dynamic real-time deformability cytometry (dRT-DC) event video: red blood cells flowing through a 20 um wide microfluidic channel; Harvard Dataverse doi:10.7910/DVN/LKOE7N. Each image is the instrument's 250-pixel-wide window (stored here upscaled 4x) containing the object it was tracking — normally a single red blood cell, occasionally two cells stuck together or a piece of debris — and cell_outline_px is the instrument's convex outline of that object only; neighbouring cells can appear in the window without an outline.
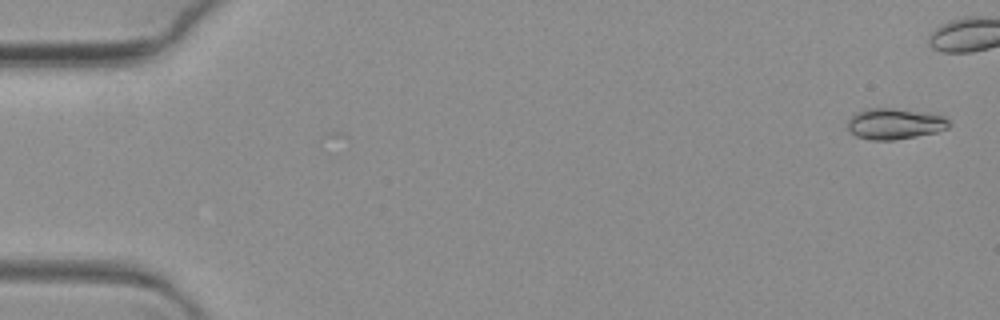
{"species": "common noctule bat (a hibernating species)", "species_latin": "Nyctalus noctula", "temperature_condition": "warm", "stored_images_in_passage": 7, "camera_frame_rate_fps": 3000, "um_per_image_px": 0.085, "animal": {"sex": "female", "body_mass_g": 19.3, "forearm_length_mm": 54.1}, "frame": {"image": 1, "passage_image": 1, "time_ms": 0.0, "image_size_px": [1000, 320], "cell_outline_px": [[948, 128], [936, 132], [916, 136], [892, 140], [872, 140], [856, 136], [848, 132], [848, 120], [856, 112], [864, 108], [892, 108], [928, 112], [944, 116], [948, 120]], "centroid_in_image_um": [76.02, 10.51], "position_along_channel_um": 9.0, "area_um2": 18.38}}